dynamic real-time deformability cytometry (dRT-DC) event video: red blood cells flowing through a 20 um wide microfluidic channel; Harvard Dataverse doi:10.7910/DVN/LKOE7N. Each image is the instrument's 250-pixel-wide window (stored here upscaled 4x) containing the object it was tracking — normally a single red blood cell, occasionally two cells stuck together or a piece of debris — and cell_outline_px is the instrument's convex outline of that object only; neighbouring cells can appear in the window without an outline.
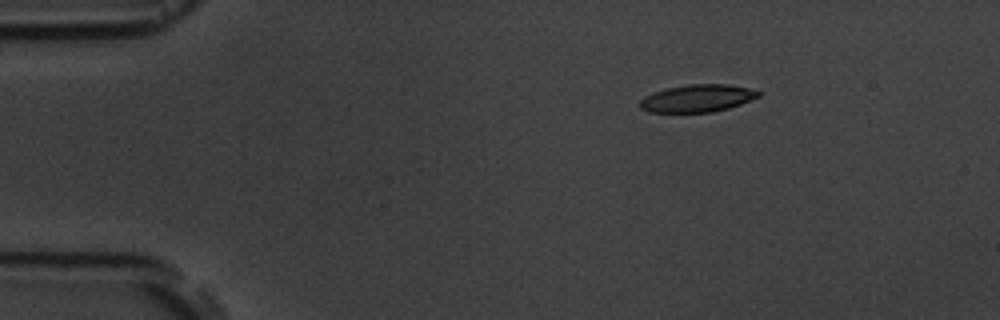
{"species": "common noctule bat (a hibernating species)", "species_latin": "Nyctalus noctula", "temperature_condition": "room temperature", "stored_images_in_passage": 5, "camera_frame_rate_fps": 3000, "um_per_image_px": 0.085, "animal": {"sex": "male", "body_mass_g": 19.5, "forearm_length_mm": 54.6}, "frame": {"image": 1, "passage_image": 1, "time_ms": 0.0, "image_size_px": [1000, 320], "cell_outline_px": [[760, 96], [740, 104], [728, 108], [712, 112], [648, 112], [640, 108], [640, 100], [644, 96], [652, 92], [668, 88], [688, 84], [728, 84], [748, 88], [760, 92]], "centroid_in_image_um": [59.25, 8.35], "position_along_channel_um": 25.8, "area_um2": 18.9}}
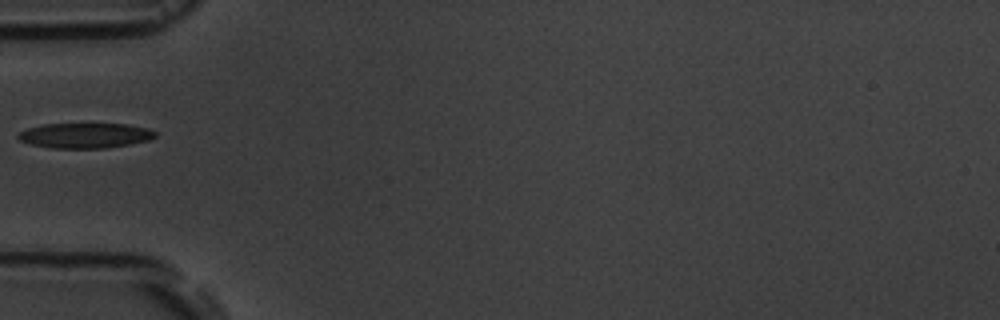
{"frame": {"image": 2, "passage_image": 4, "time_ms": 3.333, "image_size_px": [1000, 320], "cell_outline_px": [[156, 136], [148, 140], [128, 144], [104, 148], [48, 148], [32, 144], [20, 140], [16, 136], [20, 132], [28, 128], [44, 124], [128, 124], [148, 128], [156, 132]], "centroid_in_image_um": [7.23, 11.51], "position_along_channel_um": 77.8, "area_um2": 19.94}}
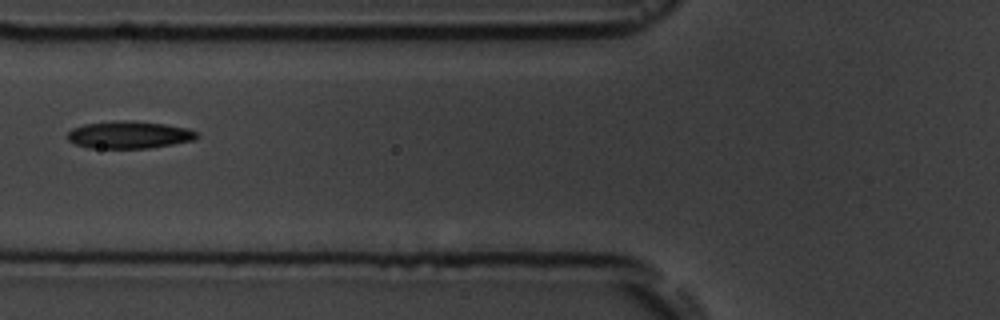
{"frame": {"image": 3, "passage_image": 5, "time_ms": 4.333, "image_size_px": [1000, 320], "cell_outline_px": [[200, 136], [192, 140], [172, 144], [148, 148], [88, 148], [76, 144], [68, 140], [68, 132], [72, 128], [84, 124], [112, 120], [132, 120], [164, 124], [188, 128], [200, 132]], "centroid_in_image_um": [10.98, 11.44], "position_along_channel_um": 114.8, "area_um2": 20.81}}